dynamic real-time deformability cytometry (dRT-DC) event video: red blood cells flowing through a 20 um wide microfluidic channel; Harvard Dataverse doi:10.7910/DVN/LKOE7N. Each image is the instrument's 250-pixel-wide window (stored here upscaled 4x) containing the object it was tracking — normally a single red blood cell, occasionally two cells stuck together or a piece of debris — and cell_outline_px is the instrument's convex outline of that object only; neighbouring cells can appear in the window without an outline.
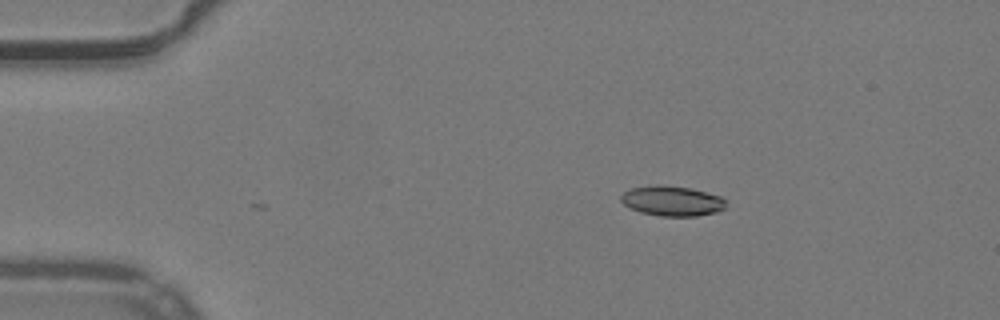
{"species": "common noctule bat (a hibernating species)", "species_latin": "Nyctalus noctula", "temperature_condition": "warm", "stored_images_in_passage": 3, "camera_frame_rate_fps": 3000, "um_per_image_px": 0.085, "animal": {"sex": "male", "body_mass_g": 19.2, "forearm_length_mm": 51.8}, "frame": {"image": 1, "passage_image": 3, "time_ms": 0.667, "image_size_px": [1000, 320], "cell_outline_px": [[728, 200], [724, 208], [716, 212], [696, 216], [660, 216], [640, 212], [624, 204], [620, 200], [620, 196], [624, 192], [632, 188], [656, 184], [660, 184], [688, 188], [720, 196]], "centroid_in_image_um": [57.13, 17.08], "position_along_channel_um": 27.9, "area_um2": 18.32}}